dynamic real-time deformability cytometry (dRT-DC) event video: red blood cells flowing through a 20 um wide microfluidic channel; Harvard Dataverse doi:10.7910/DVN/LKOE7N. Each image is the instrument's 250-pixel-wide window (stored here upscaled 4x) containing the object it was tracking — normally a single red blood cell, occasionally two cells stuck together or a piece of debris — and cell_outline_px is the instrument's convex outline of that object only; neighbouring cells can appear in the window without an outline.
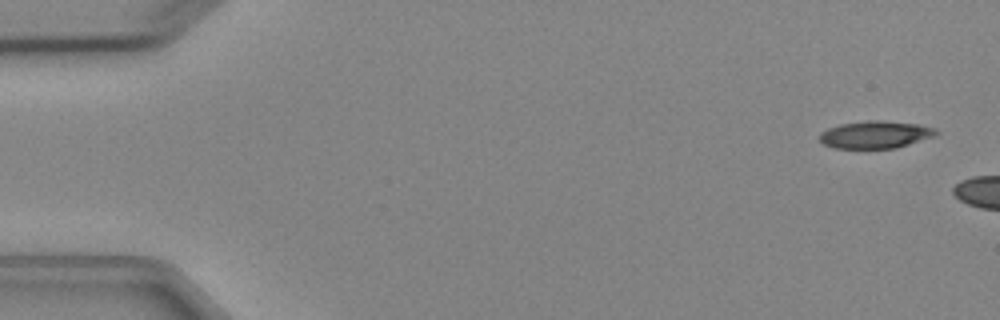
{"species": "Egyptian fruit bat (a non-hibernating species)", "species_latin": "Rousettus aegyptiacus", "temperature_condition": "cold", "stored_images_in_passage": 3, "camera_frame_rate_fps": 3000, "um_per_image_px": 0.085, "animal": {"sex": "female"}, "frame": {"image": 1, "passage_image": 1, "time_ms": 0.0, "image_size_px": [1000, 320], "cell_outline_px": [[940, 132], [936, 136], [896, 148], [832, 148], [824, 144], [820, 140], [820, 132], [828, 128], [840, 124], [868, 120], [880, 120], [920, 124], [936, 128]], "centroid_in_image_um": [74.45, 11.43], "position_along_channel_um": 10.6, "area_um2": 18.79}}